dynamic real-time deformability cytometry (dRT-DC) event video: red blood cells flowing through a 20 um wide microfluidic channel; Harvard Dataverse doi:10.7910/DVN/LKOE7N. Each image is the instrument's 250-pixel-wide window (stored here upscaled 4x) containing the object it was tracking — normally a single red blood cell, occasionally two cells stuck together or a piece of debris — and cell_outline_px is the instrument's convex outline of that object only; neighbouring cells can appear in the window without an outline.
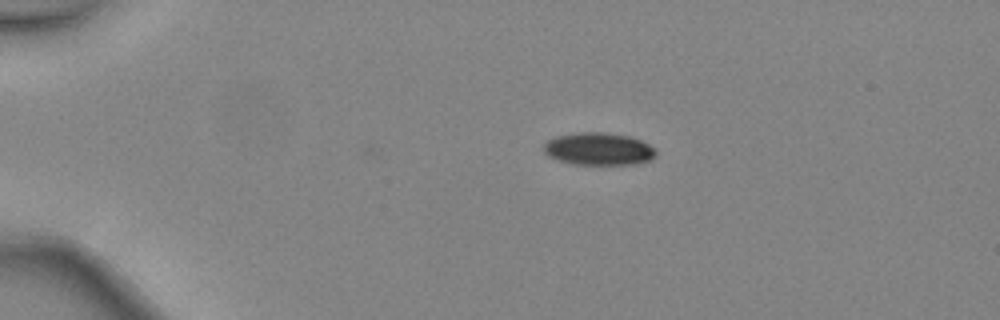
{"species": "common noctule bat (a hibernating species)", "species_latin": "Nyctalus noctula", "temperature_condition": "warm", "stored_images_in_passage": 3, "camera_frame_rate_fps": 3000, "um_per_image_px": 0.085, "animal": {"sex": "female", "body_mass_g": 24.6, "forearm_length_mm": 56.2}, "frame": {"image": 1, "passage_image": 1, "time_ms": 0.0, "image_size_px": [1000, 320], "cell_outline_px": [[656, 156], [652, 160], [632, 164], [576, 164], [560, 160], [548, 156], [544, 152], [544, 144], [548, 140], [556, 136], [580, 132], [604, 132], [628, 136], [640, 140], [656, 148]], "centroid_in_image_um": [50.91, 12.65], "position_along_channel_um": 34.1, "area_um2": 21.15}}